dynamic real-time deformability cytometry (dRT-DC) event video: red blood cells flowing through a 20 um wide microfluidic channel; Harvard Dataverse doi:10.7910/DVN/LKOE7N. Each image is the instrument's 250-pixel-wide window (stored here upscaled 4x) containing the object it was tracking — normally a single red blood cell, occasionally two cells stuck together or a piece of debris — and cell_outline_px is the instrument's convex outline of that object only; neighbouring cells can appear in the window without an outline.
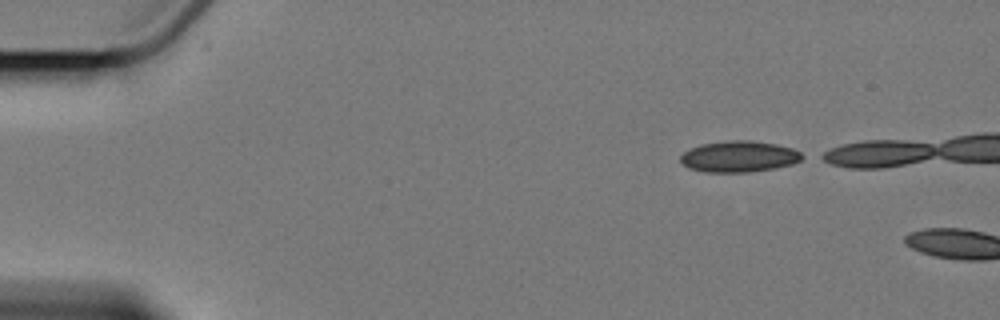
{"species": "Egyptian fruit bat (a non-hibernating species)", "species_latin": "Rousettus aegyptiacus", "temperature_condition": "cold", "stored_images_in_passage": 3, "camera_frame_rate_fps": 3000, "um_per_image_px": 0.085, "animal": {"sex": "female"}, "frame": {"image": 1, "passage_image": 1, "time_ms": 0.0, "image_size_px": [1000, 320], "cell_outline_px": [[808, 156], [792, 164], [776, 168], [748, 172], [704, 172], [688, 168], [680, 160], [680, 156], [688, 148], [700, 144], [728, 140], [752, 140], [776, 144], [792, 148]], "centroid_in_image_um": [62.82, 13.3], "position_along_channel_um": 22.2, "area_um2": 22.37}}